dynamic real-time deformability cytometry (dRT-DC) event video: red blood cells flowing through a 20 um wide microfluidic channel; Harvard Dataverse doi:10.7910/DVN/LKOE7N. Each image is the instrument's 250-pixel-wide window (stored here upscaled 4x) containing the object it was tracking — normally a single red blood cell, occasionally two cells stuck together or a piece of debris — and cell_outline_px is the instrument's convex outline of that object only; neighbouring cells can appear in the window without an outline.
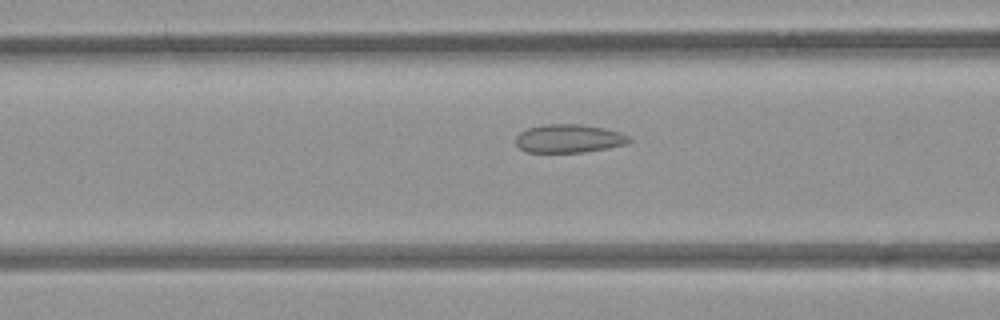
{"species": "common noctule bat (a hibernating species)", "species_latin": "Nyctalus noctula", "temperature_condition": "room temperature", "stored_images_in_passage": 36, "segment_of_instrument_passage": [1, 2], "camera_frame_rate_fps": 3000, "um_per_image_px": 0.085, "animal": {"sex": "female", "body_mass_g": 21.9}, "frame": {"image": 1, "passage_image": 14, "time_ms": 4.333, "image_size_px": [1000, 320], "cell_outline_px": [[632, 140], [624, 144], [608, 148], [584, 152], [528, 152], [520, 148], [516, 144], [516, 136], [520, 132], [528, 128], [544, 124], [580, 124], [604, 128], [620, 132], [628, 136]], "centroid_in_image_um": [48.35, 11.77], "position_along_channel_um": 118.3, "area_um2": 18.67}}
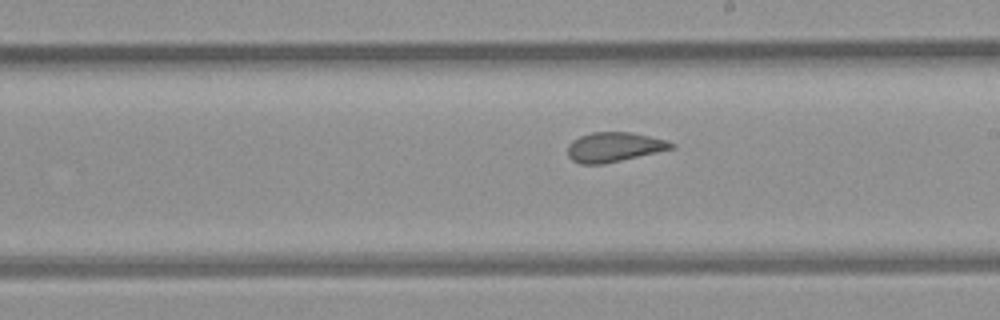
{"frame": {"image": 2, "passage_image": 23, "time_ms": 7.333, "image_size_px": [1000, 320], "cell_outline_px": [[676, 148], [604, 164], [580, 164], [572, 160], [568, 156], [568, 144], [572, 140], [580, 136], [592, 132], [628, 132], [668, 140], [676, 144]], "centroid_in_image_um": [52.21, 12.5], "position_along_channel_um": 236.8, "area_um2": 17.98}}
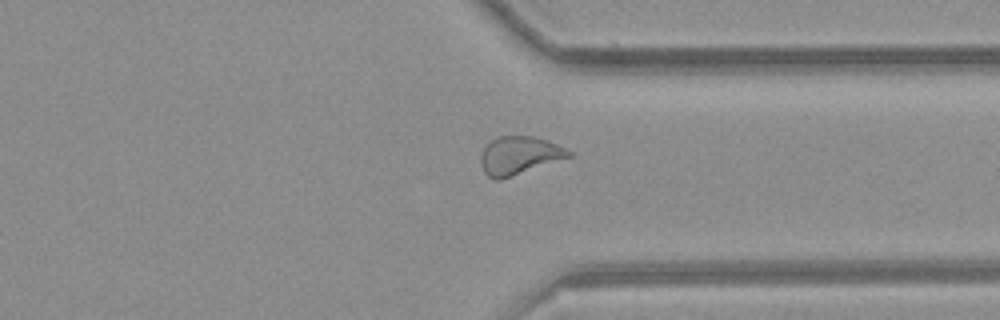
{"frame": {"image": 3, "passage_image": 33, "time_ms": 10.667, "image_size_px": [1000, 320], "cell_outline_px": [[572, 156], [500, 180], [496, 180], [488, 176], [484, 172], [480, 164], [480, 156], [484, 148], [496, 136], [536, 136], [548, 140], [572, 152]], "centroid_in_image_um": [44.11, 13.21], "position_along_channel_um": 367.3, "area_um2": 19.48}}